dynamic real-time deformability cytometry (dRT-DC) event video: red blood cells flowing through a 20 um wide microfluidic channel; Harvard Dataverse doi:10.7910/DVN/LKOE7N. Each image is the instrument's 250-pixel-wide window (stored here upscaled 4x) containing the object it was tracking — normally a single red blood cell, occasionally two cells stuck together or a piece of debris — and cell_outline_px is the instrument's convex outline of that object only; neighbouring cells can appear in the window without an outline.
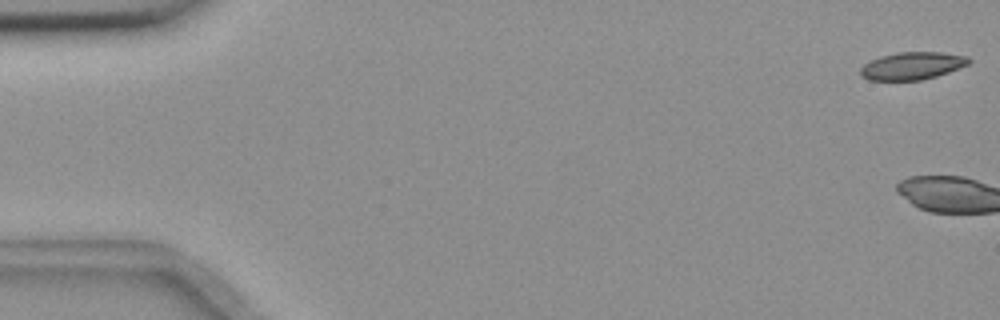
{"species": "common noctule bat (a hibernating species)", "species_latin": "Nyctalus noctula", "temperature_condition": "room temperature", "stored_images_in_passage": 3, "camera_frame_rate_fps": 3000, "um_per_image_px": 0.085, "animal": {"sex": "female", "body_mass_g": 18.4}, "frame": {"image": 1, "passage_image": 1, "time_ms": 0.0, "image_size_px": [1000, 320], "cell_outline_px": [[972, 60], [968, 64], [948, 72], [936, 76], [920, 80], [868, 80], [860, 76], [860, 68], [868, 60], [880, 56], [896, 52], [940, 52], [968, 56]], "centroid_in_image_um": [77.5, 5.59], "position_along_channel_um": 7.5, "area_um2": 17.51}}